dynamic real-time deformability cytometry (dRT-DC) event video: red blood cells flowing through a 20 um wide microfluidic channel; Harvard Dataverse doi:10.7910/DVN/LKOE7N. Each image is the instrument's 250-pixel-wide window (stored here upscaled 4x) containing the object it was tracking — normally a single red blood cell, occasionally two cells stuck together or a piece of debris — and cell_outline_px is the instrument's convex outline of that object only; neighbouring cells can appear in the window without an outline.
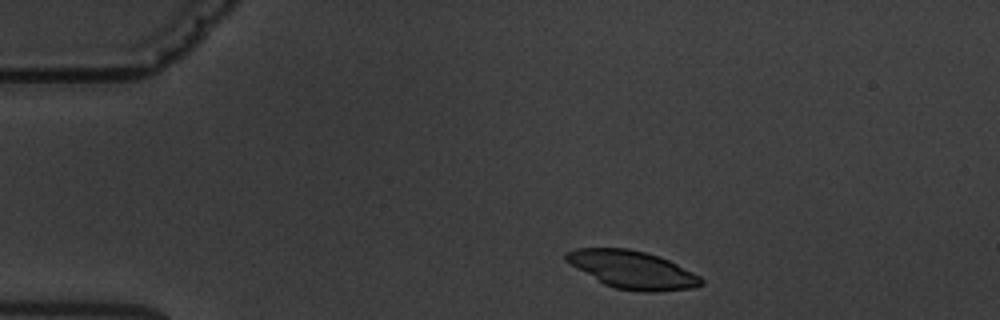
{"species": "common noctule bat (a hibernating species)", "species_latin": "Nyctalus noctula", "temperature_condition": "warm", "stored_images_in_passage": 3, "camera_frame_rate_fps": 3000, "um_per_image_px": 0.085, "animal": {"sex": "male", "body_mass_g": 19.5, "forearm_length_mm": 54.6}, "frame": {"image": 1, "passage_image": 1, "time_ms": 0.0, "image_size_px": [1000, 320], "cell_outline_px": [[704, 284], [696, 288], [656, 292], [640, 292], [616, 288], [604, 284], [576, 268], [564, 260], [564, 252], [576, 248], [628, 248], [644, 252], [668, 260], [700, 276], [704, 280]], "centroid_in_image_um": [53.74, 22.93], "position_along_channel_um": 31.3, "area_um2": 29.77}}